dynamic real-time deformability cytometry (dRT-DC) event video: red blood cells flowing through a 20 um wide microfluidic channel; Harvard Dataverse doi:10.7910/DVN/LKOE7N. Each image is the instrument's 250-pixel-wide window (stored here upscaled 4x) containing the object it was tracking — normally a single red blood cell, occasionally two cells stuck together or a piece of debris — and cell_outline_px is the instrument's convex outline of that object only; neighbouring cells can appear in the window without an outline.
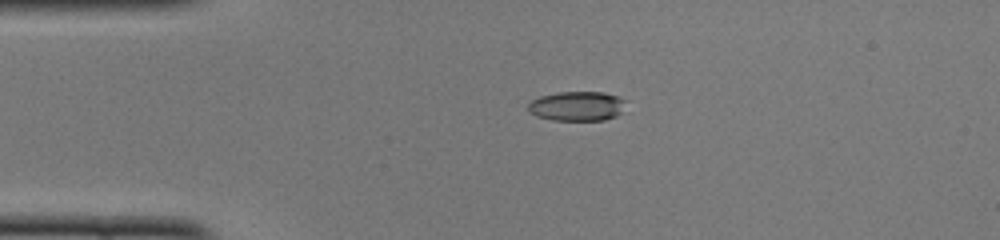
{"species": "common noctule bat (a hibernating species)", "species_latin": "Nyctalus noctula", "temperature_condition": "cold", "stored_images_in_passage": 50, "camera_frame_rate_fps": 3000, "um_per_image_px": 0.085, "animal": {"sex": "female", "body_mass_g": 22.0, "forearm_length_mm": 56.7}, "frame": {"image": 1, "passage_image": 11, "time_ms": 3.333, "image_size_px": [1000, 240], "cell_outline_px": [[628, 100], [620, 112], [616, 116], [604, 120], [552, 120], [536, 116], [528, 112], [528, 104], [532, 100], [540, 96], [560, 92], [604, 92]], "centroid_in_image_um": [49.04, 9.02], "position_along_channel_um": 36.0, "area_um2": 16.88}}
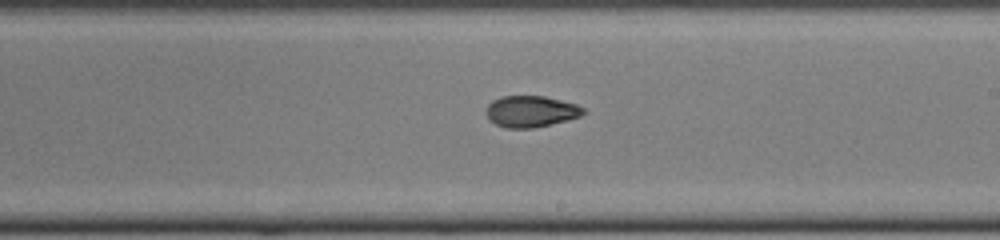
{"frame": {"image": 2, "passage_image": 29, "time_ms": 9.333, "image_size_px": [1000, 240], "cell_outline_px": [[588, 112], [580, 116], [568, 120], [532, 128], [504, 128], [488, 120], [484, 112], [488, 104], [492, 100], [500, 96], [544, 96], [576, 104], [584, 108]], "centroid_in_image_um": [45.09, 9.47], "position_along_channel_um": 243.9, "area_um2": 17.98}}
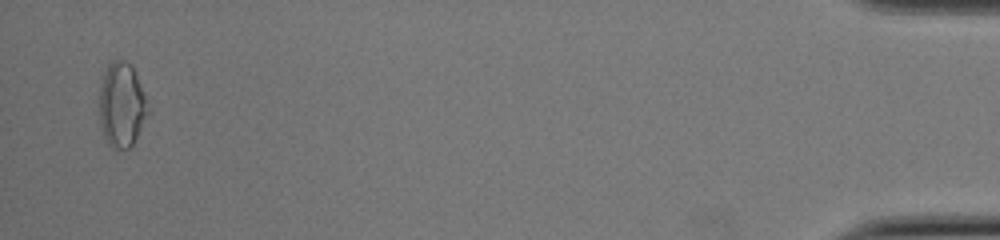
{"frame": {"image": 3, "passage_image": 49, "time_ms": 16.0, "image_size_px": [1000, 240], "cell_outline_px": [[148, 112], [136, 140], [128, 148], [112, 148], [108, 144], [104, 136], [100, 124], [100, 84], [104, 72], [108, 64], [112, 60], [124, 60], [132, 68], [144, 92], [148, 108]], "centroid_in_image_um": [10.33, 8.93], "position_along_channel_um": 424.9, "area_um2": 23.64}, "authors_computed_cell_mechanics": {"area_um2": 17.8602, "velocity_mm_per_s": 4.0096, "shape_relaxation_time_tau1_ms": null, "shape_relaxation_time_tau2_ms": 3.6051, "deformation_change_tau1": null, "deformation_change_tau2": 0.0884}}